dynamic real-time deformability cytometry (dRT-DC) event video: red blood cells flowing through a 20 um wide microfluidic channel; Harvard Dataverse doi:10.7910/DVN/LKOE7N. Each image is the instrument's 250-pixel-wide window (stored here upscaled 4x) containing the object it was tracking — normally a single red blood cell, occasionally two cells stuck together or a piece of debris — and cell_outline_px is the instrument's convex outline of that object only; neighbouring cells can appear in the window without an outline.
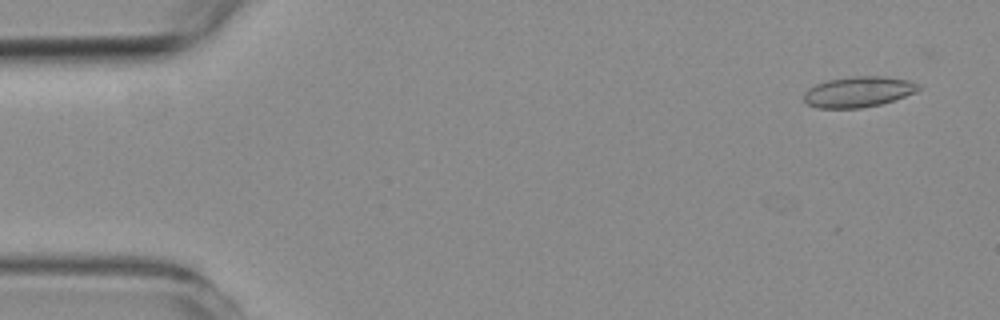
{"species": "common noctule bat (a hibernating species)", "species_latin": "Nyctalus noctula", "temperature_condition": "room temperature", "stored_images_in_passage": 12, "camera_frame_rate_fps": 3000, "um_per_image_px": 0.085, "animal": {"sex": "female", "body_mass_g": 19.3, "forearm_length_mm": 54.1}, "frame": {"image": 1, "passage_image": 1, "time_ms": 0.0, "image_size_px": [1000, 320], "cell_outline_px": [[920, 88], [916, 92], [880, 104], [860, 108], [816, 108], [808, 104], [804, 100], [804, 92], [808, 88], [816, 84], [828, 80], [852, 76], [884, 76], [908, 80], [920, 84]], "centroid_in_image_um": [72.94, 7.8], "position_along_channel_um": 12.1, "area_um2": 20.4}}